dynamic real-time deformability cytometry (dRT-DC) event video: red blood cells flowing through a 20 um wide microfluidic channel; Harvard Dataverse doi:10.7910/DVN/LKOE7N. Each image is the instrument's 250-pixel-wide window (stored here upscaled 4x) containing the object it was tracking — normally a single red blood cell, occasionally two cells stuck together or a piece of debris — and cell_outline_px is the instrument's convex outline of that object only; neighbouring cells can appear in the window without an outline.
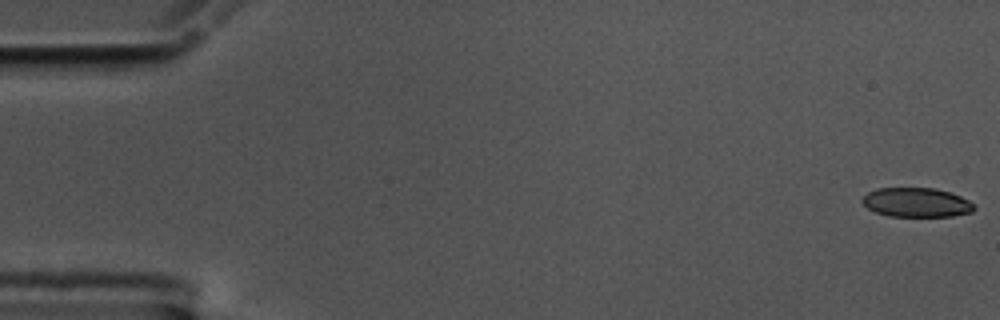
{"species": "common noctule bat (a hibernating species)", "species_latin": "Nyctalus noctula", "temperature_condition": "cold", "stored_images_in_passage": 57, "camera_frame_rate_fps": 3000, "um_per_image_px": 0.085, "animal": {"sex": "male", "body_mass_g": 17.5, "forearm_length_mm": 52.3}, "frame": {"image": 1, "passage_image": 1, "time_ms": 0.0, "image_size_px": [1000, 320], "cell_outline_px": [[976, 208], [972, 212], [952, 216], [888, 216], [876, 212], [868, 208], [860, 200], [868, 192], [876, 188], [936, 188], [960, 196], [976, 204]], "centroid_in_image_um": [77.91, 17.2], "position_along_channel_um": 7.1, "area_um2": 19.13}}
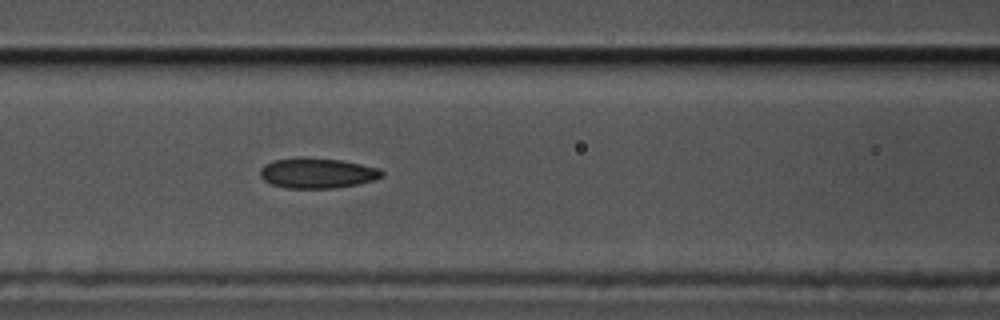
{"frame": {"image": 2, "passage_image": 24, "time_ms": 7.667, "image_size_px": [1000, 320], "cell_outline_px": [[384, 176], [372, 180], [356, 184], [336, 188], [288, 188], [272, 184], [264, 180], [260, 176], [260, 168], [264, 164], [272, 160], [300, 156], [304, 156], [340, 160], [380, 168], [384, 172]], "centroid_in_image_um": [26.94, 14.69], "position_along_channel_um": 139.7, "area_um2": 21.68}}
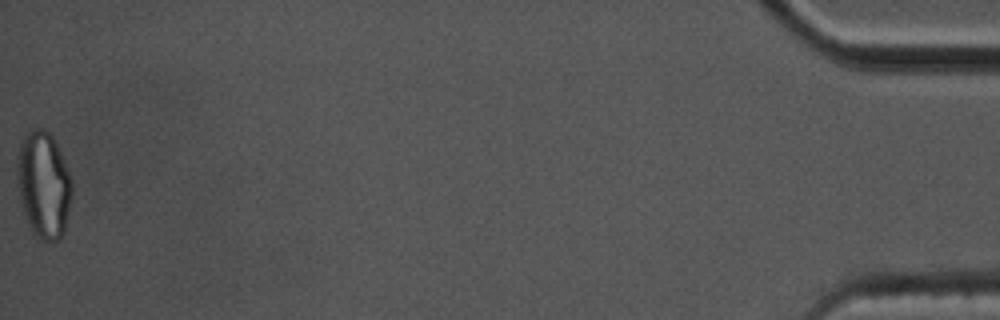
{"frame": {"image": 3, "passage_image": 57, "time_ms": 18.667, "image_size_px": [1000, 320], "cell_outline_px": [[72, 196], [64, 232], [56, 240], [44, 240], [32, 232], [28, 224], [20, 200], [16, 184], [16, 168], [20, 140], [24, 132], [28, 128], [40, 128], [48, 132], [52, 136], [64, 160], [72, 180]], "centroid_in_image_um": [3.68, 15.65], "position_along_channel_um": 431.5, "area_um2": 34.39}, "authors_computed_cell_mechanics": {"area_um2": 21.4438, "velocity_mm_per_s": 3.5609, "shape_relaxation_time_tau1_ms": null, "shape_relaxation_time_tau2_ms": 3.0664, "deformation_change_tau1": null, "deformation_change_tau2": 0.0902}}